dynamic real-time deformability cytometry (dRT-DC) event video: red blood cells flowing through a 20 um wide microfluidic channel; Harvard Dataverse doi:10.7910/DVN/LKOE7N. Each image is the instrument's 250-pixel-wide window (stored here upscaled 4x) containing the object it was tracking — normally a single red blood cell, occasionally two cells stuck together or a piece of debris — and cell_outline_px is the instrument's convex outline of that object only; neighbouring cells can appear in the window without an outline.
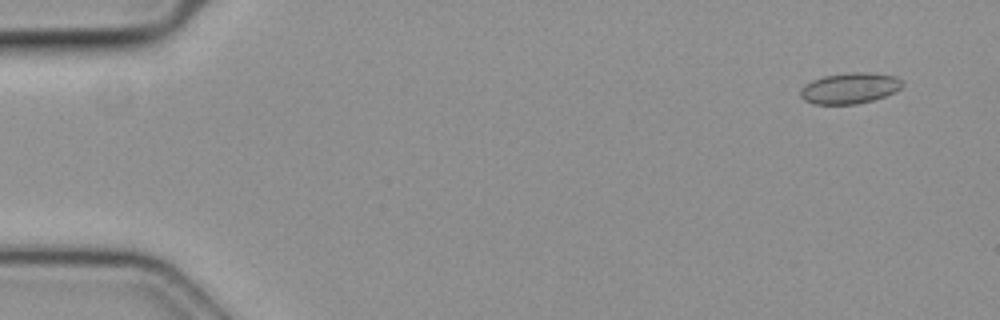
{"species": "common noctule bat (a hibernating species)", "species_latin": "Nyctalus noctula", "temperature_condition": "cold", "stored_images_in_passage": 50, "camera_frame_rate_fps": 3000, "um_per_image_px": 0.085, "animal": {"sex": "female", "body_mass_g": 19.3, "forearm_length_mm": 54.1}, "frame": {"image": 1, "passage_image": 1, "time_ms": 0.0, "image_size_px": [1000, 320], "cell_outline_px": [[904, 84], [896, 92], [872, 100], [856, 104], [812, 104], [804, 100], [800, 96], [800, 88], [804, 84], [812, 80], [824, 76], [852, 72], [864, 72], [896, 76], [904, 80]], "centroid_in_image_um": [72.23, 7.49], "position_along_channel_um": 12.8, "area_um2": 18.5}}
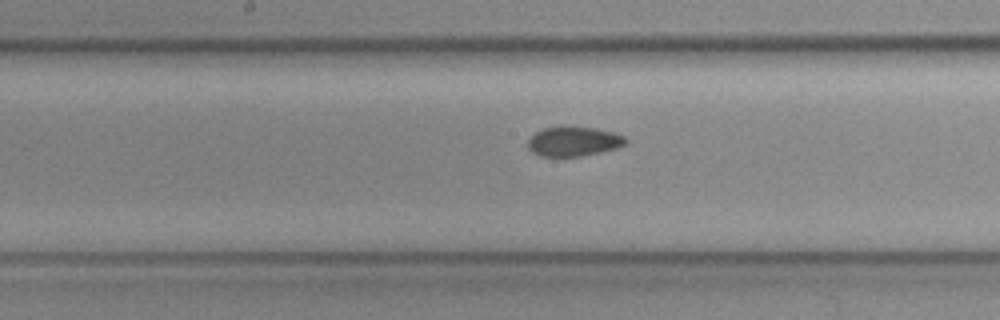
{"frame": {"image": 2, "passage_image": 26, "time_ms": 8.333, "image_size_px": [1000, 320], "cell_outline_px": [[628, 140], [624, 144], [616, 148], [600, 152], [580, 156], [540, 156], [532, 152], [528, 148], [528, 140], [536, 132], [544, 128], [596, 128], [612, 132], [624, 136]], "centroid_in_image_um": [48.76, 12.04], "position_along_channel_um": 199.4, "area_um2": 16.36}}
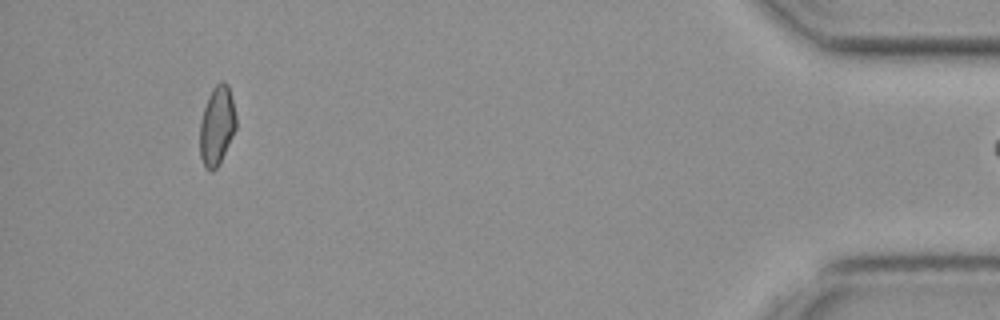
{"frame": {"image": 3, "passage_image": 49, "time_ms": 16.0, "image_size_px": [1000, 320], "cell_outline_px": [[236, 128], [220, 164], [212, 172], [204, 168], [200, 156], [200, 120], [208, 96], [212, 88], [220, 80], [224, 80], [228, 84], [232, 96], [236, 116]], "centroid_in_image_um": [18.44, 10.67], "position_along_channel_um": 416.8, "area_um2": 16.99}}